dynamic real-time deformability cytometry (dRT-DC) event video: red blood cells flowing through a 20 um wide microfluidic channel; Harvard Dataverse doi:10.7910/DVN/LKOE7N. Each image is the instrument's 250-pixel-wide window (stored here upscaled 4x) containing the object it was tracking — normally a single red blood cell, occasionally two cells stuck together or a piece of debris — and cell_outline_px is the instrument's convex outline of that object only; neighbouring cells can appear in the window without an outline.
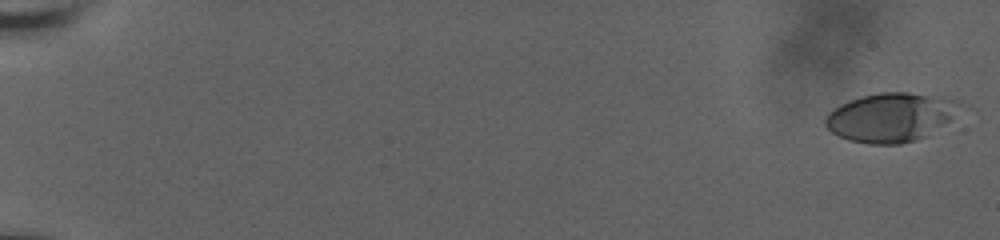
{"species": "human", "species_latin": "Homo sapiens", "temperature_condition": "room temperature", "stored_images_in_passage": 59, "camera_frame_rate_fps": 3000, "um_per_image_px": 0.085, "donor": {"sex": "male"}, "frame": {"image": 1, "passage_image": 1, "time_ms": 0.0, "image_size_px": [1000, 240], "cell_outline_px": [[968, 108], [924, 136], [916, 140], [900, 144], [868, 144], [848, 140], [832, 132], [824, 124], [824, 120], [828, 112], [840, 104], [864, 96], [880, 92], [908, 92], [940, 96], [964, 104]], "centroid_in_image_um": [75.75, 9.96], "position_along_channel_um": 9.2, "area_um2": 38.44}}
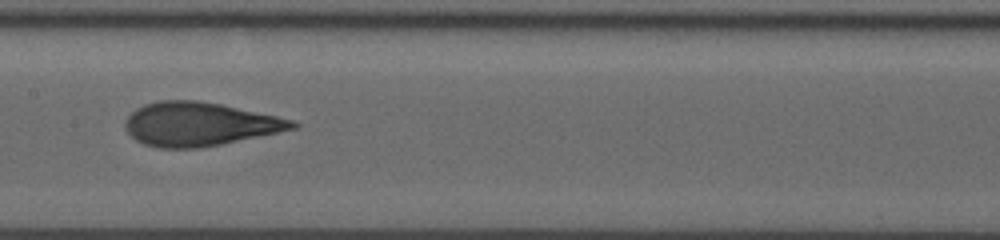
{"frame": {"image": 2, "passage_image": 33, "time_ms": 10.667, "image_size_px": [1000, 240], "cell_outline_px": [[300, 124], [296, 128], [220, 144], [200, 148], [160, 148], [144, 144], [136, 140], [124, 128], [124, 120], [136, 108], [144, 104], [160, 100], [200, 100], [220, 104], [276, 116], [292, 120]], "centroid_in_image_um": [16.89, 10.54], "position_along_channel_um": 190.5, "area_um2": 42.25}}
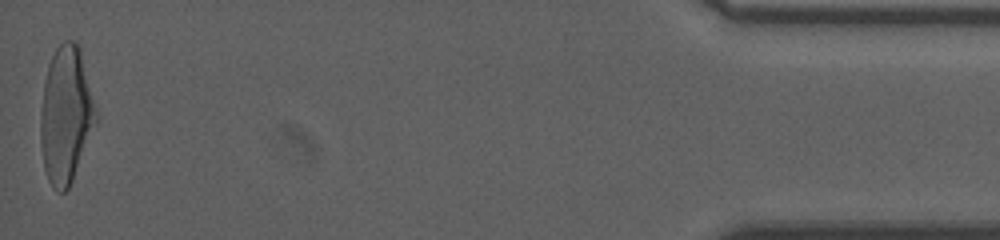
{"frame": {"image": 3, "passage_image": 59, "time_ms": 19.333, "image_size_px": [1000, 240], "cell_outline_px": [[96, 124], [72, 180], [68, 188], [64, 192], [60, 192], [52, 188], [48, 180], [44, 168], [40, 144], [40, 112], [44, 84], [48, 64], [56, 48], [64, 40], [76, 40], [80, 48], [96, 108]], "centroid_in_image_um": [5.58, 9.76], "position_along_channel_um": 429.6, "area_um2": 44.04}, "authors_computed_cell_mechanics": {"area_um2": 40.9224, "velocity_mm_per_s": 3.7156, "shape_relaxation_time_tau1_ms": 5.3611, "shape_relaxation_time_tau2_ms": 1.0378, "deformation_change_tau1": 0.2046, "deformation_change_tau2": 0.0913}}